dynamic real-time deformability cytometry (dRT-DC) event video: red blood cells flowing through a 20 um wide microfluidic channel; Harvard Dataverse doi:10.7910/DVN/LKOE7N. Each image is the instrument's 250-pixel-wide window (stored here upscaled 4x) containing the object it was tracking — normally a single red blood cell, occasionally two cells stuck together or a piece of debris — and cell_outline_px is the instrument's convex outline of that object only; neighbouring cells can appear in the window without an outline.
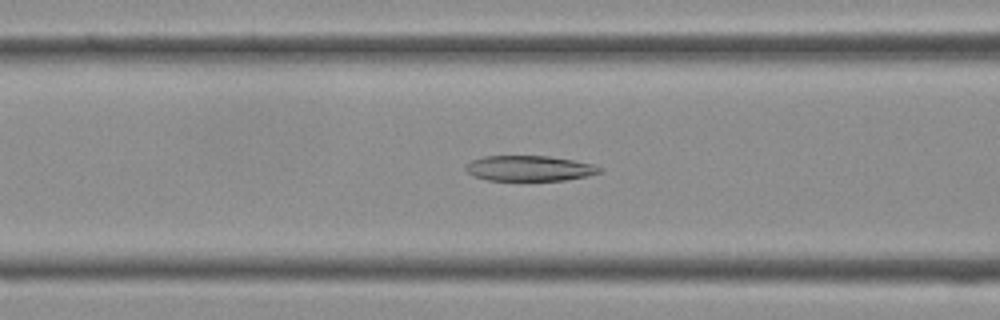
{"species": "Egyptian fruit bat (a non-hibernating species)", "species_latin": "Rousettus aegyptiacus", "temperature_condition": "cold", "stored_images_in_passage": 38, "camera_frame_rate_fps": 3000, "um_per_image_px": 0.085, "frame": {"image": 1, "passage_image": 14, "time_ms": 4.333, "image_size_px": [1000, 320], "cell_outline_px": [[604, 172], [588, 176], [564, 180], [488, 180], [472, 176], [464, 168], [472, 160], [484, 156], [548, 156], [572, 160], [592, 164], [604, 168]], "centroid_in_image_um": [45.03, 14.31], "position_along_channel_um": 121.6, "area_um2": 19.83}}
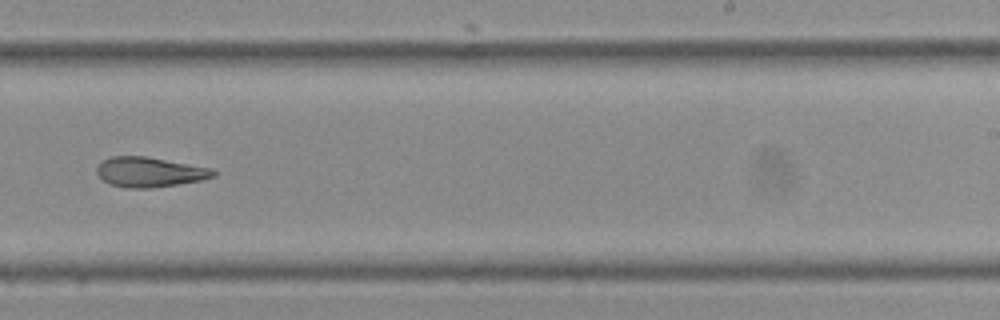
{"frame": {"image": 2, "passage_image": 23, "time_ms": 7.333, "image_size_px": [1000, 320], "cell_outline_px": [[216, 176], [204, 180], [152, 188], [128, 188], [112, 184], [104, 180], [96, 172], [96, 168], [104, 160], [112, 156], [144, 156], [212, 168], [216, 172]], "centroid_in_image_um": [12.76, 14.63], "position_along_channel_um": 276.2, "area_um2": 20.17}}
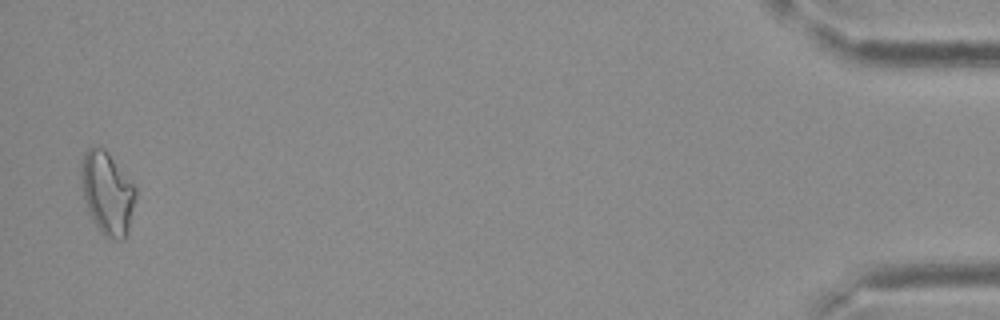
{"frame": {"image": 3, "passage_image": 37, "time_ms": 12.0, "image_size_px": [1000, 320], "cell_outline_px": [[136, 200], [128, 228], [124, 240], [116, 240], [104, 236], [88, 212], [84, 200], [80, 176], [80, 160], [84, 152], [92, 144], [104, 148], [108, 152], [136, 188]], "centroid_in_image_um": [9.09, 16.36], "position_along_channel_um": 426.1, "area_um2": 26.47}}